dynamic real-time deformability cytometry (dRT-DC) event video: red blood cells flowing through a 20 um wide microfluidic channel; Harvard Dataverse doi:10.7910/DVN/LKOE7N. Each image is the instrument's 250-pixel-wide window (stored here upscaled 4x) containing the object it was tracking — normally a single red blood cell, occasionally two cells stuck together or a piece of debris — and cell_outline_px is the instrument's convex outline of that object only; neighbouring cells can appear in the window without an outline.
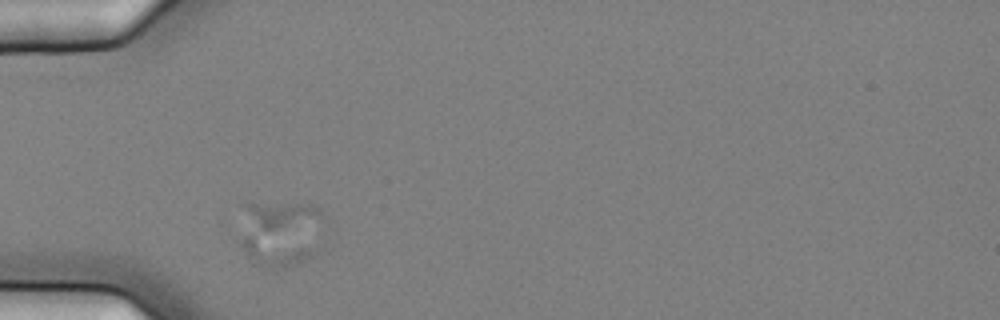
{"species": "common noctule bat (a hibernating species)", "species_latin": "Nyctalus noctula", "temperature_condition": "cold", "stored_images_in_passage": 1, "camera_frame_rate_fps": 3000, "um_per_image_px": 0.085, "animal": {"sex": "female", "body_mass_g": 25.1}, "frame": {"image": 1, "passage_image": 1, "time_ms": 0.0, "image_size_px": [1000, 320], "cell_outline_px": [[320, 216], [308, 256], [296, 264], [280, 268], [264, 268], [248, 256], [236, 240], [240, 204], [316, 204], [320, 208]], "centroid_in_image_um": [23.57, 19.77], "position_along_channel_um": 61.4, "area_um2": 32.14}}